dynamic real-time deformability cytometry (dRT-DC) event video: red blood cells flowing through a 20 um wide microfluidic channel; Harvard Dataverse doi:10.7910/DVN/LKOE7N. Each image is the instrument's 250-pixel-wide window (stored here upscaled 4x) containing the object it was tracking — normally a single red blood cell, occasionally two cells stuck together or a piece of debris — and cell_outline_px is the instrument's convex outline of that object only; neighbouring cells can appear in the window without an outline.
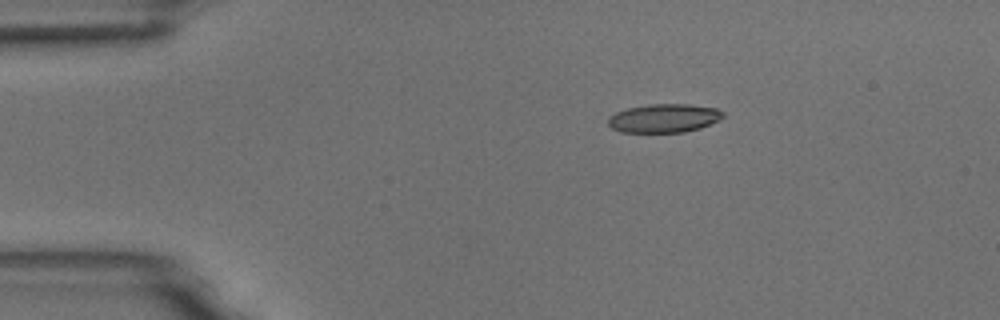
{"species": "common noctule bat (a hibernating species)", "species_latin": "Nyctalus noctula", "temperature_condition": "room temperature", "stored_images_in_passage": 4, "camera_frame_rate_fps": 3000, "um_per_image_px": 0.085, "animal": {"sex": "male", "body_mass_g": 18.8}, "frame": {"image": 1, "passage_image": 1, "time_ms": 0.0, "image_size_px": [1000, 320], "cell_outline_px": [[724, 116], [720, 120], [700, 128], [684, 132], [620, 132], [612, 128], [608, 124], [608, 116], [616, 112], [628, 108], [648, 104], [688, 104], [716, 108], [724, 112]], "centroid_in_image_um": [56.44, 10.04], "position_along_channel_um": 28.6, "area_um2": 19.25}}
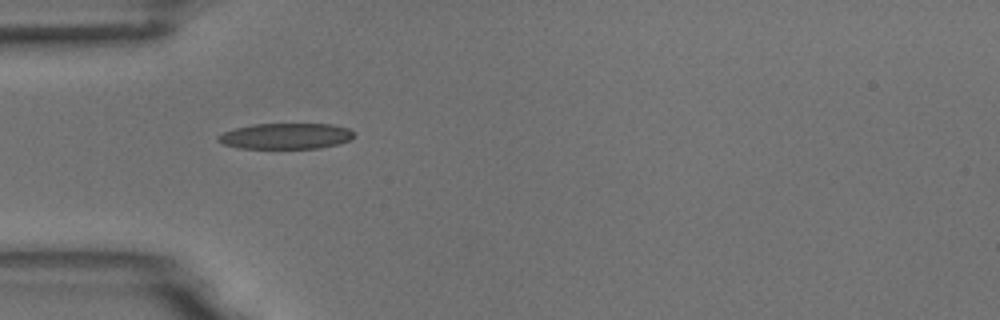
{"frame": {"image": 2, "passage_image": 3, "time_ms": 0.667, "image_size_px": [1000, 320], "cell_outline_px": [[352, 136], [348, 140], [336, 144], [320, 148], [240, 148], [224, 144], [216, 140], [216, 136], [224, 132], [236, 128], [252, 124], [332, 124], [348, 128], [352, 132]], "centroid_in_image_um": [24.24, 11.56], "position_along_channel_um": 60.8, "area_um2": 20.23}}